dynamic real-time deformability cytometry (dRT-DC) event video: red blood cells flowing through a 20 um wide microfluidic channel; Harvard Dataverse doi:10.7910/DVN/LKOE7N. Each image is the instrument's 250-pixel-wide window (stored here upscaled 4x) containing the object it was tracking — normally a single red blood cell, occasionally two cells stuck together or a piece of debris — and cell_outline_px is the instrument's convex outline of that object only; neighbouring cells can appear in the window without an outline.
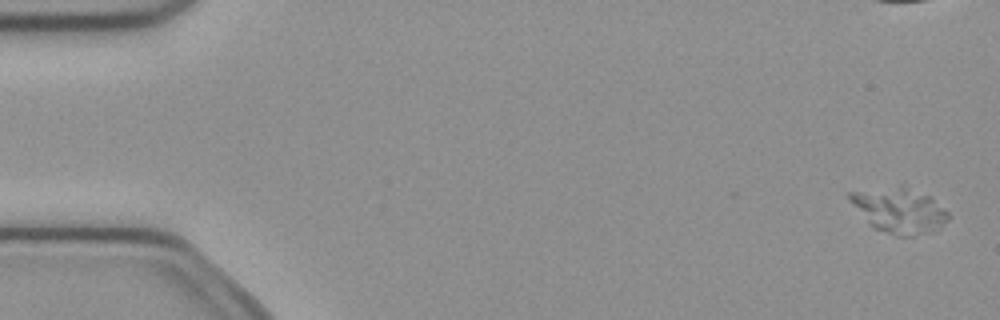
{"species": "common noctule bat (a hibernating species)", "species_latin": "Nyctalus noctula", "temperature_condition": "cold", "stored_images_in_passage": 5, "camera_frame_rate_fps": 3000, "um_per_image_px": 0.085, "animal": {"sex": "female", "body_mass_g": 21.9}, "frame": {"image": 1, "passage_image": 5, "time_ms": 1.333, "image_size_px": [1000, 320], "cell_outline_px": [[948, 220], [924, 232], [912, 236], [896, 236], [872, 228], [868, 224], [848, 196], [848, 192], [904, 180], [932, 196], [948, 212]], "centroid_in_image_um": [76.4, 17.74], "position_along_channel_um": 8.6, "area_um2": 26.99}}